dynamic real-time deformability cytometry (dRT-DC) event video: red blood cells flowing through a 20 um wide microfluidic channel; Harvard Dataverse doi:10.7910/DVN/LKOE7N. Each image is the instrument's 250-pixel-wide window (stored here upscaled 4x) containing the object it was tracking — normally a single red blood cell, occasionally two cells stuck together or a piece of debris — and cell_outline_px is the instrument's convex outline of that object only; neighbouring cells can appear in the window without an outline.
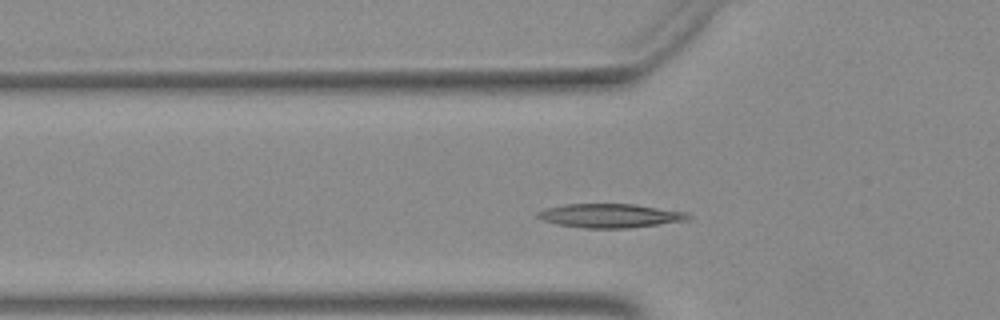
{"species": "Egyptian fruit bat (a non-hibernating species)", "species_latin": "Rousettus aegyptiacus", "temperature_condition": "warm", "stored_images_in_passage": 36, "camera_frame_rate_fps": 3000, "um_per_image_px": 0.085, "animal": {"sex": "female"}, "frame": {"image": 1, "passage_image": 9, "time_ms": 2.667, "image_size_px": [1000, 320], "cell_outline_px": [[692, 220], [632, 228], [584, 228], [560, 224], [544, 220], [536, 216], [536, 212], [544, 208], [564, 204], [636, 204], [688, 212], [692, 216]], "centroid_in_image_um": [51.95, 18.33], "position_along_channel_um": 73.9, "area_um2": 21.27}}
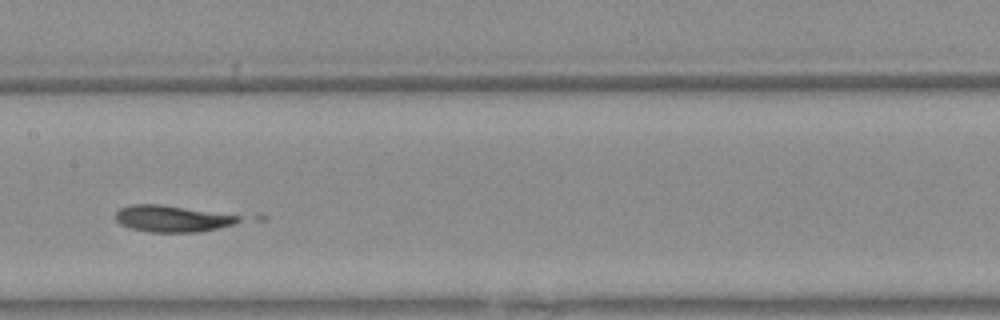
{"frame": {"image": 2, "passage_image": 18, "time_ms": 5.667, "image_size_px": [1000, 320], "cell_outline_px": [[240, 220], [232, 224], [220, 228], [200, 232], [148, 232], [132, 228], [120, 224], [116, 220], [116, 212], [120, 208], [132, 204], [160, 204], [240, 216]], "centroid_in_image_um": [14.6, 18.59], "position_along_channel_um": 192.8, "area_um2": 18.84}}
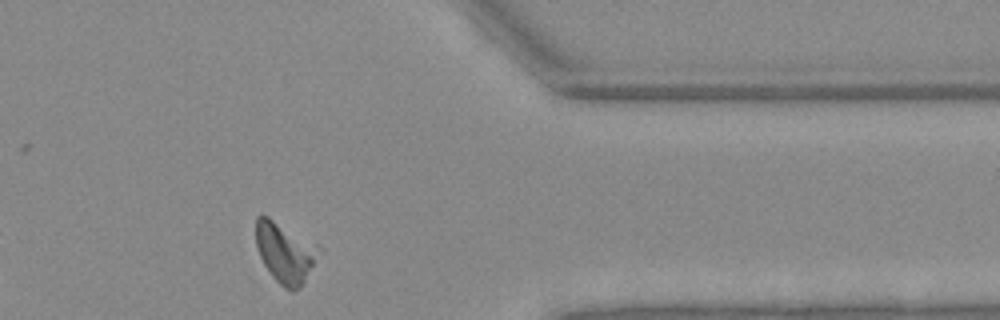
{"frame": {"image": 3, "passage_image": 34, "time_ms": 11.0, "image_size_px": [1000, 320], "cell_outline_px": [[324, 248], [304, 280], [292, 292], [284, 288], [272, 276], [264, 264], [260, 256], [256, 244], [256, 216], [268, 216]], "centroid_in_image_um": [24.25, 21.44], "position_along_channel_um": 387.2, "area_um2": 21.91}}